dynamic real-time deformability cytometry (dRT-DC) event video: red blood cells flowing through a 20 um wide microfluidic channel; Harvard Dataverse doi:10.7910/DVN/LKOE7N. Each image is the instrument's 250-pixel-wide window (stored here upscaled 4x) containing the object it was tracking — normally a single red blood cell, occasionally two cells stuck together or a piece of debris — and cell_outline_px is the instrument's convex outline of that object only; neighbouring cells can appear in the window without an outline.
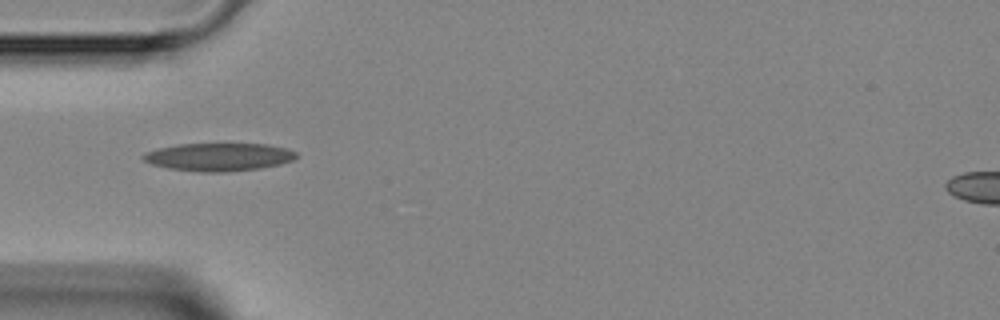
{"species": "Egyptian fruit bat (a non-hibernating species)", "species_latin": "Rousettus aegyptiacus", "temperature_condition": "room temperature", "stored_images_in_passage": 3, "camera_frame_rate_fps": 3000, "um_per_image_px": 0.085, "animal": {"sex": "female"}, "frame": {"image": 1, "passage_image": 3, "time_ms": 2.333, "image_size_px": [1000, 320], "cell_outline_px": [[296, 156], [292, 160], [280, 164], [260, 168], [224, 172], [200, 172], [168, 168], [152, 164], [144, 160], [140, 156], [144, 152], [176, 144], [268, 144], [288, 148], [296, 152]], "centroid_in_image_um": [18.58, 13.34], "position_along_channel_um": 66.4, "area_um2": 24.91}}